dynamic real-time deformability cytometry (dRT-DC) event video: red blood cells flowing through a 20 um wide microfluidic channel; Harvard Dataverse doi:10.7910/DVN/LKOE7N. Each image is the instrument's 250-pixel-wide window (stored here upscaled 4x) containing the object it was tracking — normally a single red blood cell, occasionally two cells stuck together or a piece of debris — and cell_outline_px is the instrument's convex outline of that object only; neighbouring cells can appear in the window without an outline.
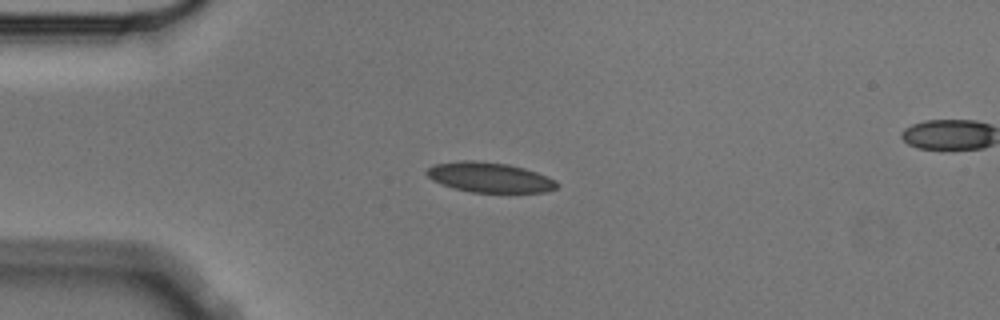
{"species": "Egyptian fruit bat (a non-hibernating species)", "species_latin": "Rousettus aegyptiacus", "temperature_condition": "cold", "stored_images_in_passage": 4, "camera_frame_rate_fps": 3000, "um_per_image_px": 0.085, "animal": {"sex": "male"}, "frame": {"image": 1, "passage_image": 3, "time_ms": 0.667, "image_size_px": [1000, 320], "cell_outline_px": [[560, 184], [556, 188], [544, 192], [472, 192], [452, 188], [440, 184], [432, 180], [424, 172], [428, 168], [436, 164], [460, 160], [476, 160], [508, 164], [524, 168], [548, 176], [556, 180]], "centroid_in_image_um": [41.61, 15.07], "position_along_channel_um": 43.4, "area_um2": 22.89}}